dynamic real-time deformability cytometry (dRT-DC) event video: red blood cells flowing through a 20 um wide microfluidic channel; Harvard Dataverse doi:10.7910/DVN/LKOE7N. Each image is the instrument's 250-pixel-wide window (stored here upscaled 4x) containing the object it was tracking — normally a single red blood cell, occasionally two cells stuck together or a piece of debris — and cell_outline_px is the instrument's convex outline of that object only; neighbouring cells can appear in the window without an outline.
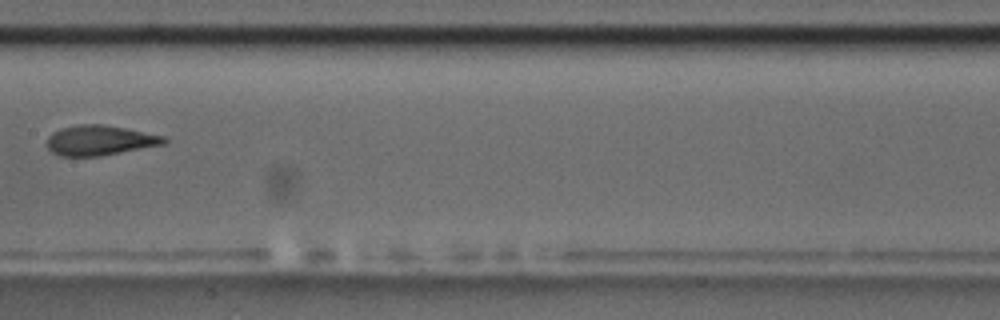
{"species": "common noctule bat (a hibernating species)", "species_latin": "Nyctalus noctula", "temperature_condition": "room temperature", "stored_images_in_passage": 8, "camera_frame_rate_fps": 3000, "um_per_image_px": 0.085, "animal": {"sex": "male", "body_mass_g": 17.5, "forearm_length_mm": 52.3}, "frame": {"image": 1, "passage_image": 8, "time_ms": 8.333, "image_size_px": [1000, 320], "cell_outline_px": [[168, 144], [100, 156], [60, 156], [52, 152], [44, 144], [48, 136], [52, 132], [60, 128], [80, 124], [100, 124], [124, 128], [164, 136], [168, 140]], "centroid_in_image_um": [8.46, 11.94], "position_along_channel_um": 198.9, "area_um2": 20.69}}